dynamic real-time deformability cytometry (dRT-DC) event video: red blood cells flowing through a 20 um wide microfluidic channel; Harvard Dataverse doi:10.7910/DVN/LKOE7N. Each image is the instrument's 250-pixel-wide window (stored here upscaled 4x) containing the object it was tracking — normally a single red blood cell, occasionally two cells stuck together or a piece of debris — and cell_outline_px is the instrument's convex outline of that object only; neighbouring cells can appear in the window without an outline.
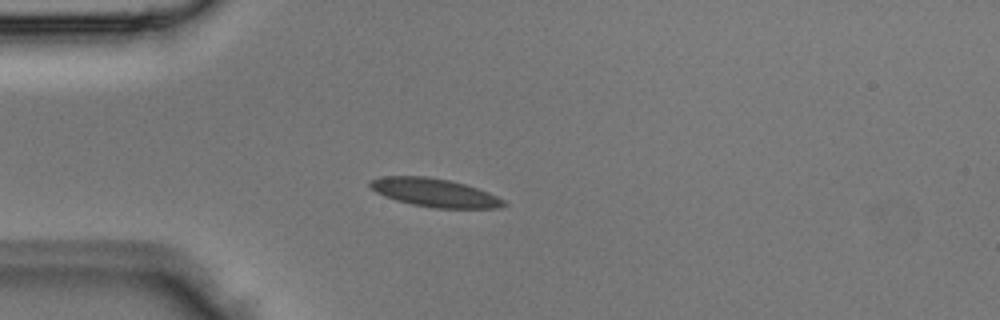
{"species": "Egyptian fruit bat (a non-hibernating species)", "species_latin": "Rousettus aegyptiacus", "temperature_condition": "room temperature", "stored_images_in_passage": 3, "camera_frame_rate_fps": 3000, "um_per_image_px": 0.085, "animal": {"sex": "male"}, "frame": {"image": 1, "passage_image": 3, "time_ms": 0.667, "image_size_px": [1000, 320], "cell_outline_px": [[508, 204], [496, 208], [432, 208], [412, 204], [396, 200], [384, 196], [376, 192], [368, 184], [368, 180], [380, 176], [428, 176], [448, 180], [464, 184], [488, 192], [504, 200]], "centroid_in_image_um": [36.9, 16.37], "position_along_channel_um": 48.1, "area_um2": 22.08}}